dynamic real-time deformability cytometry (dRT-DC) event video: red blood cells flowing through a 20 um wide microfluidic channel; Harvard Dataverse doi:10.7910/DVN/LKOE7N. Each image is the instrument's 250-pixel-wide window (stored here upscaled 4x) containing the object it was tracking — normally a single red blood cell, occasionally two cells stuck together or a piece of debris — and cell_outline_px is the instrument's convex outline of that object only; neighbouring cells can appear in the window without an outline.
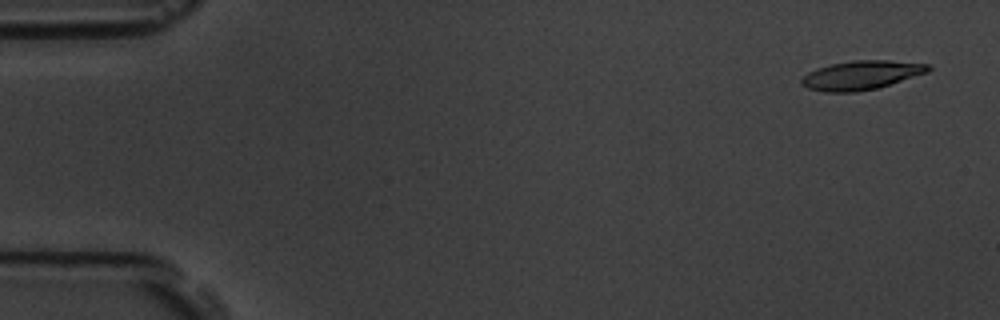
{"species": "common noctule bat (a hibernating species)", "species_latin": "Nyctalus noctula", "temperature_condition": "room temperature", "stored_images_in_passage": 5, "camera_frame_rate_fps": 3000, "um_per_image_px": 0.085, "animal": {"sex": "male", "body_mass_g": 19.5, "forearm_length_mm": 54.6}, "frame": {"image": 1, "passage_image": 1, "time_ms": 0.0, "image_size_px": [1000, 320], "cell_outline_px": [[932, 68], [928, 72], [880, 88], [852, 92], [824, 92], [808, 88], [800, 84], [800, 80], [808, 72], [816, 68], [832, 64], [852, 60], [888, 60], [928, 64]], "centroid_in_image_um": [73.21, 6.39], "position_along_channel_um": 11.8, "area_um2": 21.5}}
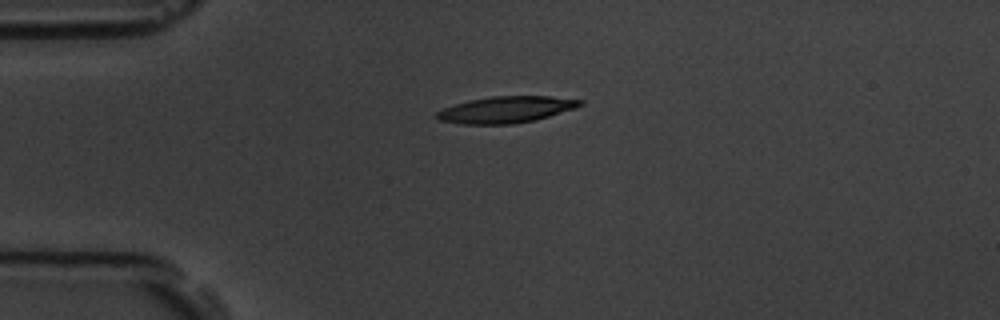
{"frame": {"image": 2, "passage_image": 4, "time_ms": 3.667, "image_size_px": [1000, 320], "cell_outline_px": [[584, 104], [576, 108], [536, 120], [512, 124], [460, 124], [440, 120], [432, 116], [436, 112], [444, 108], [468, 100], [492, 96], [548, 96], [584, 100]], "centroid_in_image_um": [43.02, 9.32], "position_along_channel_um": 42.0, "area_um2": 22.25}}